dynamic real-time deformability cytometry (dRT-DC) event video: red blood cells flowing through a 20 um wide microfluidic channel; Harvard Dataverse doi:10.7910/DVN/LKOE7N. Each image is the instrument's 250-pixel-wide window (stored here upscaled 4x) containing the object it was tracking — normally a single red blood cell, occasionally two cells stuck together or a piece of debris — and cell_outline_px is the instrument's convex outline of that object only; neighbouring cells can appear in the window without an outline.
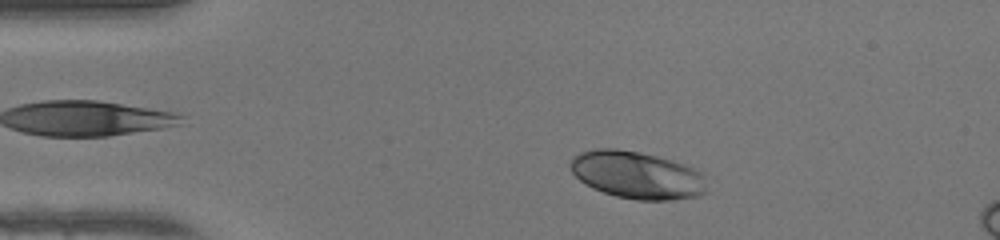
{"species": "human", "species_latin": "Homo sapiens", "temperature_condition": "warm", "stored_images_in_passage": 45, "camera_frame_rate_fps": 3000, "um_per_image_px": 0.085, "donor": {"sex": "female"}, "frame": {"image": 1, "passage_image": 5, "time_ms": 1.333, "image_size_px": [1000, 240], "cell_outline_px": [[704, 192], [696, 196], [672, 200], [636, 200], [616, 196], [592, 188], [580, 180], [572, 172], [568, 164], [572, 156], [580, 152], [596, 148], [616, 148], [640, 152], [672, 160], [684, 164], [700, 172], [704, 176]], "centroid_in_image_um": [54.08, 14.86], "position_along_channel_um": 30.9, "area_um2": 37.63}}
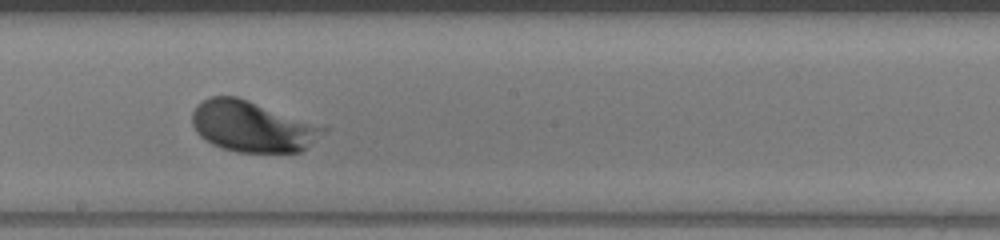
{"frame": {"image": 2, "passage_image": 23, "time_ms": 7.333, "image_size_px": [1000, 240], "cell_outline_px": [[332, 128], [300, 152], [236, 152], [220, 148], [212, 144], [200, 136], [196, 132], [192, 124], [192, 112], [196, 104], [212, 96], [236, 96]], "centroid_in_image_um": [21.47, 10.75], "position_along_channel_um": 226.7, "area_um2": 39.13}}
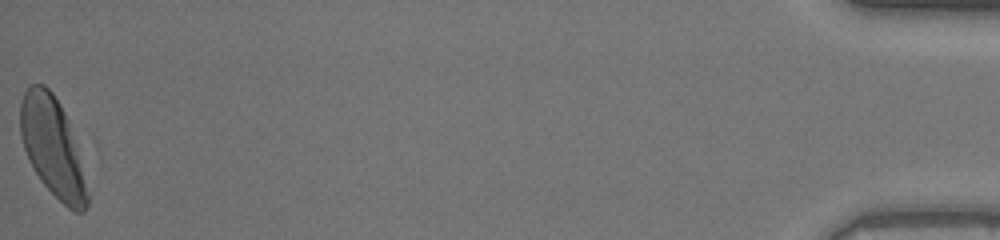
{"frame": {"image": 3, "passage_image": 45, "time_ms": 14.667, "image_size_px": [1000, 240], "cell_outline_px": [[88, 204], [84, 212], [76, 212], [68, 208], [40, 180], [28, 160], [20, 136], [20, 104], [24, 92], [32, 84], [44, 84], [52, 92], [60, 104], [68, 120], [76, 148], [88, 192]], "centroid_in_image_um": [4.43, 12.49], "position_along_channel_um": 430.8, "area_um2": 38.03}, "authors_computed_cell_mechanics": {"area_um2": 36.992, "velocity_mm_per_s": 4.1685, "shape_relaxation_time_tau1_ms": 1.2316, "shape_relaxation_time_tau2_ms": null, "deformation_change_tau1": 0.1244, "deformation_change_tau2": null}}